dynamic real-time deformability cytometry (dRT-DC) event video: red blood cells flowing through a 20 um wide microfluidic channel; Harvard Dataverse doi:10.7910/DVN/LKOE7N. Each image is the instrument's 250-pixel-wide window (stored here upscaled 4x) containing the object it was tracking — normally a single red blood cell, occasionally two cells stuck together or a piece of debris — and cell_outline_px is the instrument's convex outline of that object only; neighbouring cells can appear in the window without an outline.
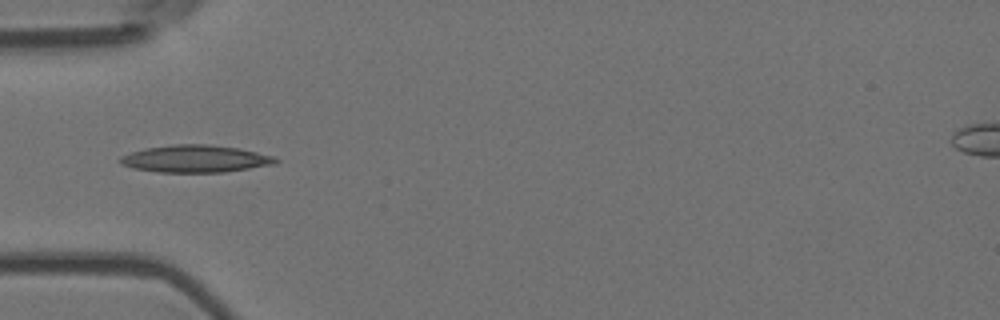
{"species": "Egyptian fruit bat (a non-hibernating species)", "species_latin": "Rousettus aegyptiacus", "temperature_condition": "room temperature", "stored_images_in_passage": 39, "camera_frame_rate_fps": 3000, "um_per_image_px": 0.085, "animal": {"sex": "female"}, "frame": {"image": 1, "passage_image": 1, "time_ms": 0.0, "image_size_px": [1000, 320], "cell_outline_px": [[280, 160], [276, 164], [224, 172], [156, 172], [132, 168], [120, 164], [120, 156], [144, 148], [172, 144], [208, 144], [240, 148], [276, 156]], "centroid_in_image_um": [16.64, 13.49], "position_along_channel_um": 68.4, "area_um2": 24.97}}
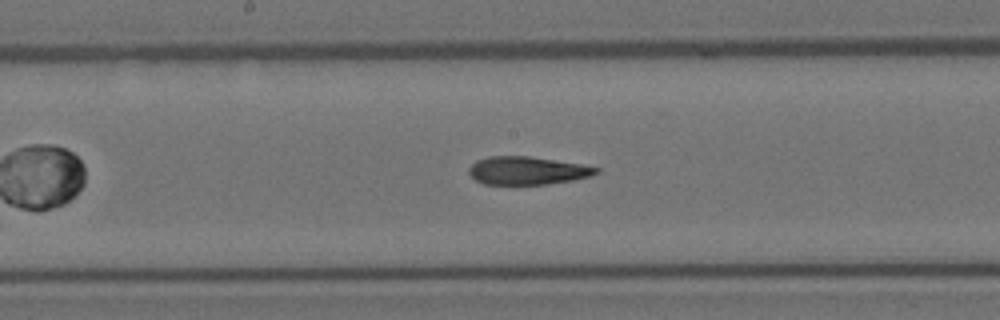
{"frame": {"image": 2, "passage_image": 12, "time_ms": 3.667, "image_size_px": [1000, 320], "cell_outline_px": [[600, 172], [592, 176], [572, 180], [548, 184], [484, 184], [476, 180], [468, 172], [468, 168], [476, 160], [488, 156], [528, 156], [580, 164], [600, 168]], "centroid_in_image_um": [44.82, 14.5], "position_along_channel_um": 203.4, "area_um2": 20.75}}
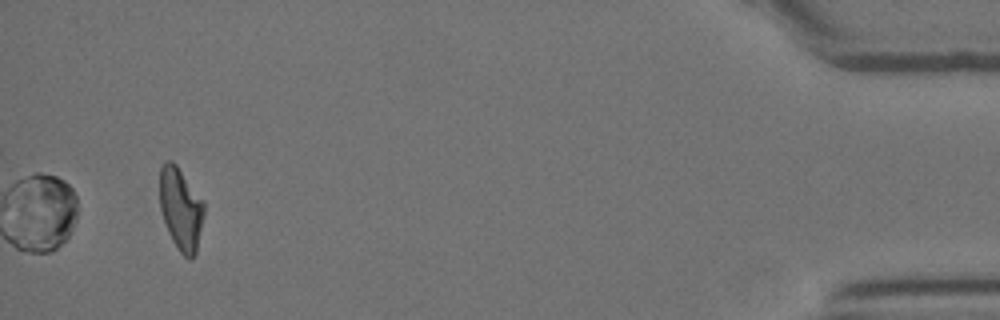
{"frame": {"image": 3, "passage_image": 36, "time_ms": 11.667, "image_size_px": [1000, 320], "cell_outline_px": [[204, 212], [196, 252], [192, 260], [188, 260], [180, 252], [172, 240], [168, 232], [160, 208], [160, 168], [164, 160], [172, 160], [176, 164], [204, 200]], "centroid_in_image_um": [15.37, 17.74], "position_along_channel_um": 419.8, "area_um2": 21.39}, "authors_computed_cell_mechanics": {"area_um2": 21.7906, "velocity_mm_per_s": 3.6613, "shape_relaxation_time_tau1_ms": null, "shape_relaxation_time_tau2_ms": 3.1993, "deformation_change_tau1": null, "deformation_change_tau2": 0.125}}